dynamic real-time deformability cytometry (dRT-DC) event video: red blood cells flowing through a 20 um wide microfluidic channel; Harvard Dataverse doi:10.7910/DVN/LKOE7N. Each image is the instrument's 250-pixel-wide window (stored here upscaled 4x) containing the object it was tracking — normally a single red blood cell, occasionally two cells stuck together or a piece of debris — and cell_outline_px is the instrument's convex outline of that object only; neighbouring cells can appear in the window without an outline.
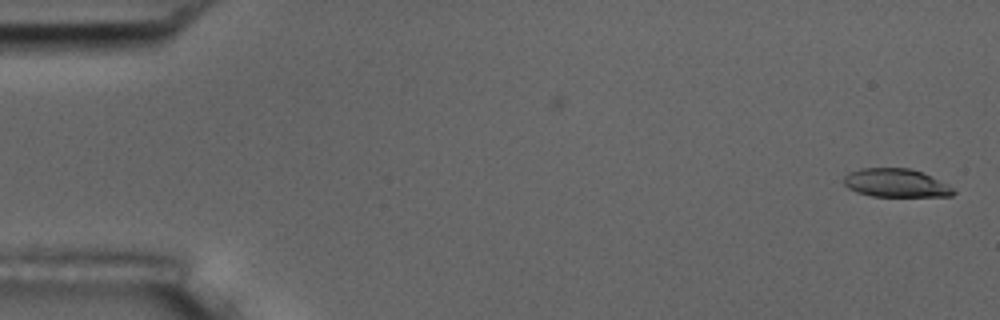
{"species": "common noctule bat (a hibernating species)", "species_latin": "Nyctalus noctula", "temperature_condition": "room temperature", "stored_images_in_passage": 55, "camera_frame_rate_fps": 3000, "um_per_image_px": 0.085, "animal": {"sex": "male", "body_mass_g": 17.5, "forearm_length_mm": 52.3}, "frame": {"image": 1, "passage_image": 1, "time_ms": 0.0, "image_size_px": [1000, 320], "cell_outline_px": [[956, 192], [952, 196], [872, 196], [856, 192], [848, 188], [844, 184], [844, 176], [848, 172], [860, 168], [908, 168], [924, 172], [948, 184]], "centroid_in_image_um": [76.15, 15.54], "position_along_channel_um": 8.9, "area_um2": 18.26}}
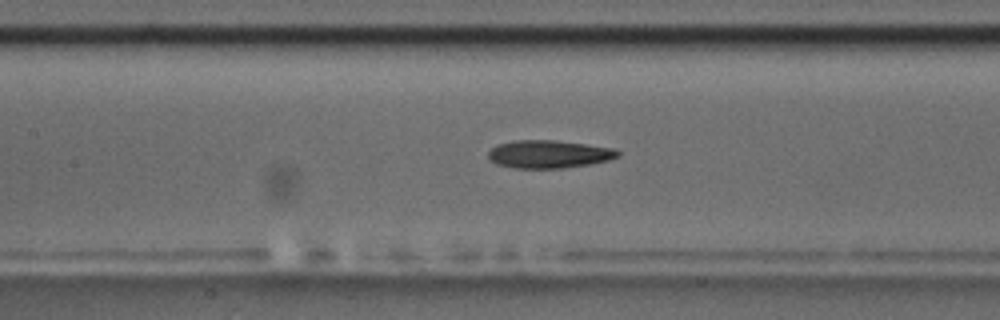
{"frame": {"image": 2, "passage_image": 25, "time_ms": 8.0, "image_size_px": [1000, 320], "cell_outline_px": [[620, 156], [608, 160], [588, 164], [560, 168], [512, 168], [496, 164], [488, 156], [488, 152], [496, 144], [512, 140], [556, 140], [612, 148], [620, 152]], "centroid_in_image_um": [46.61, 13.09], "position_along_channel_um": 160.8, "area_um2": 20.98}}
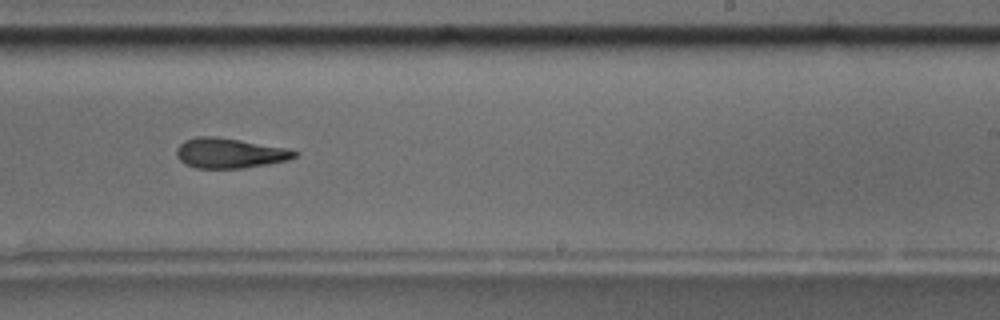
{"frame": {"image": 3, "passage_image": 34, "time_ms": 11.0, "image_size_px": [1000, 320], "cell_outline_px": [[300, 152], [296, 156], [288, 160], [268, 164], [244, 168], [196, 168], [184, 164], [176, 156], [176, 148], [184, 140], [196, 136], [216, 136], [288, 148]], "centroid_in_image_um": [19.51, 13.01], "position_along_channel_um": 269.5, "area_um2": 20.87}, "authors_computed_cell_mechanics": {"area_um2": 20.8658, "velocity_mm_per_s": 3.6421, "shape_relaxation_time_tau1_ms": 9.441, "shape_relaxation_time_tau2_ms": 5.2188, "deformation_change_tau1": 0.2389, "deformation_change_tau2": 0.1391}}